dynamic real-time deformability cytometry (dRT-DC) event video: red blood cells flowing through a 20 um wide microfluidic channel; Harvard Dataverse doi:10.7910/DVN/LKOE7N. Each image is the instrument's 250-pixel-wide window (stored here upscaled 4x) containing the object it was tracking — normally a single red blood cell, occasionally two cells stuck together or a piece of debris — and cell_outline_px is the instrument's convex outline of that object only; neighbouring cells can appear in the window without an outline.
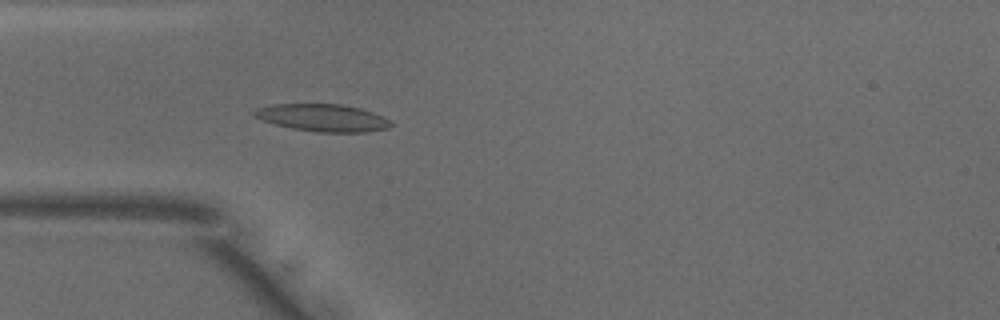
{"species": "common noctule bat (a hibernating species)", "species_latin": "Nyctalus noctula", "temperature_condition": "warm", "stored_images_in_passage": 50, "camera_frame_rate_fps": 3000, "um_per_image_px": 0.085, "animal": {"sex": "male", "body_mass_g": 18.8}, "frame": {"image": 1, "passage_image": 14, "time_ms": 4.333, "image_size_px": [1000, 320], "cell_outline_px": [[392, 124], [388, 128], [364, 132], [316, 132], [292, 128], [276, 124], [252, 116], [252, 112], [256, 108], [272, 104], [340, 104], [360, 108], [384, 116], [392, 120]], "centroid_in_image_um": [27.44, 10.0], "position_along_channel_um": 57.6, "area_um2": 21.79}}
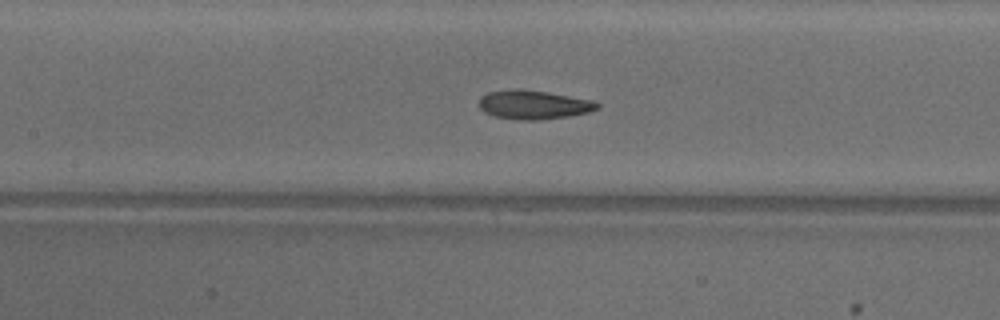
{"frame": {"image": 2, "passage_image": 22, "time_ms": 7.0, "image_size_px": [1000, 320], "cell_outline_px": [[600, 108], [588, 112], [568, 116], [540, 120], [520, 120], [496, 116], [484, 112], [480, 108], [480, 96], [488, 92], [516, 88], [544, 92], [592, 100], [600, 104]], "centroid_in_image_um": [45.35, 8.9], "position_along_channel_um": 162.1, "area_um2": 19.71}}
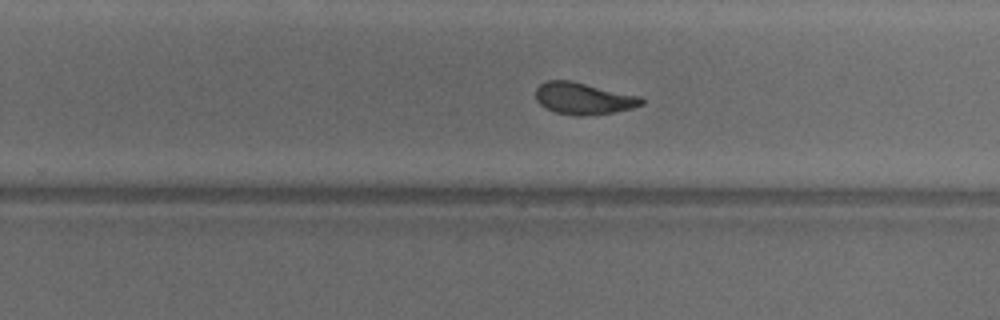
{"frame": {"image": 3, "passage_image": 31, "time_ms": 10.0, "image_size_px": [1000, 320], "cell_outline_px": [[644, 104], [632, 108], [612, 112], [584, 116], [580, 116], [556, 112], [544, 108], [536, 100], [536, 88], [540, 84], [548, 80], [568, 80], [640, 96], [644, 100]], "centroid_in_image_um": [49.57, 8.37], "position_along_channel_um": 280.2, "area_um2": 19.42}, "authors_computed_cell_mechanics": {"area_um2": 20.0566, "velocity_mm_per_s": 3.9502, "shape_relaxation_time_tau1_ms": 8.6055, "shape_relaxation_time_tau2_ms": 2.0562, "deformation_change_tau1": 0.2427, "deformation_change_tau2": 0.0911}}